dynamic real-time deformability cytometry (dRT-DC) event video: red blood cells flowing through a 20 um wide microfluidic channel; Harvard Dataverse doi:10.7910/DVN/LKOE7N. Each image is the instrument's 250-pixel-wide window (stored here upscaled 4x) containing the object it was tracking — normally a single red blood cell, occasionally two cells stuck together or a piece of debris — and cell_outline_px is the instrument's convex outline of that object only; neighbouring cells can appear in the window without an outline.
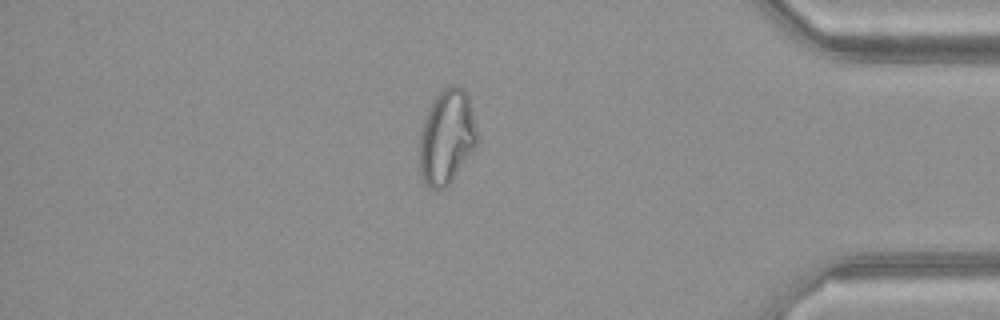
{"species": "common noctule bat (a hibernating species)", "species_latin": "Nyctalus noctula", "temperature_condition": "warm", "stored_images_in_passage": 48, "camera_frame_rate_fps": 3000, "um_per_image_px": 0.085, "animal": {"sex": "female", "body_mass_g": 21.9}, "frame": {"image": 1, "passage_image": 41, "time_ms": 13.333, "image_size_px": [1000, 320], "cell_outline_px": [[476, 144], [452, 180], [444, 188], [436, 192], [420, 176], [420, 132], [424, 120], [432, 100], [444, 88], [452, 84], [460, 84], [464, 88], [468, 96], [476, 136]], "centroid_in_image_um": [37.94, 11.63], "position_along_channel_um": 397.3, "area_um2": 31.15}}